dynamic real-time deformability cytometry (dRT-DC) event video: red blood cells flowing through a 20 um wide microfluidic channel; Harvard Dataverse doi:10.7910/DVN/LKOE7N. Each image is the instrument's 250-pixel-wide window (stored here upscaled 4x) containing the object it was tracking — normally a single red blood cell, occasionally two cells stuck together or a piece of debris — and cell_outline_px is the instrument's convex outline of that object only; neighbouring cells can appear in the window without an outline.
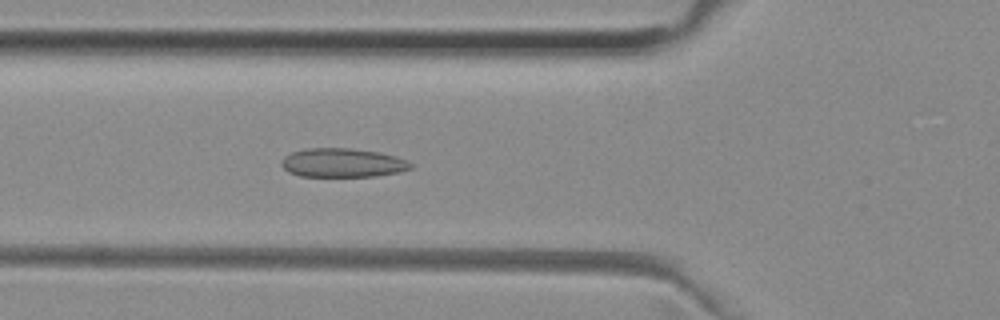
{"species": "common noctule bat (a hibernating species)", "species_latin": "Nyctalus noctula", "temperature_condition": "room temperature", "stored_images_in_passage": 51, "camera_frame_rate_fps": 3000, "um_per_image_px": 0.085, "animal": {"sex": "female", "body_mass_g": 29.2, "forearm_length_mm": 56.3}, "frame": {"image": 1, "passage_image": 18, "time_ms": 5.667, "image_size_px": [1000, 320], "cell_outline_px": [[412, 168], [400, 172], [376, 176], [300, 176], [288, 172], [280, 164], [280, 160], [284, 156], [292, 152], [308, 148], [348, 148], [380, 152], [396, 156], [408, 160], [412, 164]], "centroid_in_image_um": [29.12, 13.83], "position_along_channel_um": 96.7, "area_um2": 21.91}}
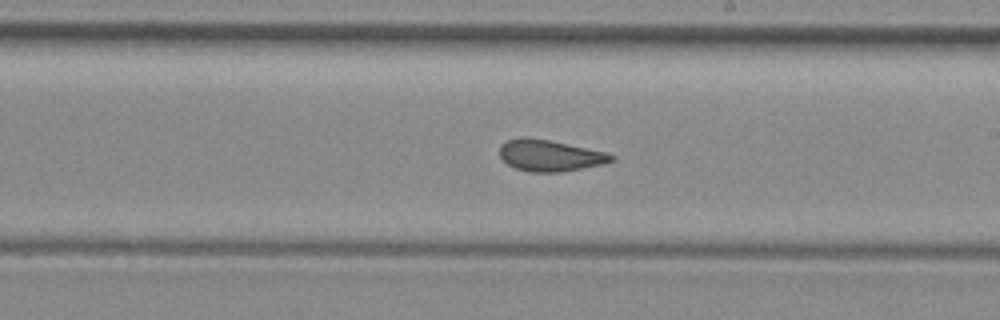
{"frame": {"image": 2, "passage_image": 29, "time_ms": 9.333, "image_size_px": [1000, 320], "cell_outline_px": [[616, 160], [604, 164], [560, 172], [528, 172], [516, 168], [508, 164], [500, 156], [500, 144], [508, 140], [524, 136], [528, 136], [608, 152], [616, 156]], "centroid_in_image_um": [46.77, 13.21], "position_along_channel_um": 242.2, "area_um2": 20.58}}
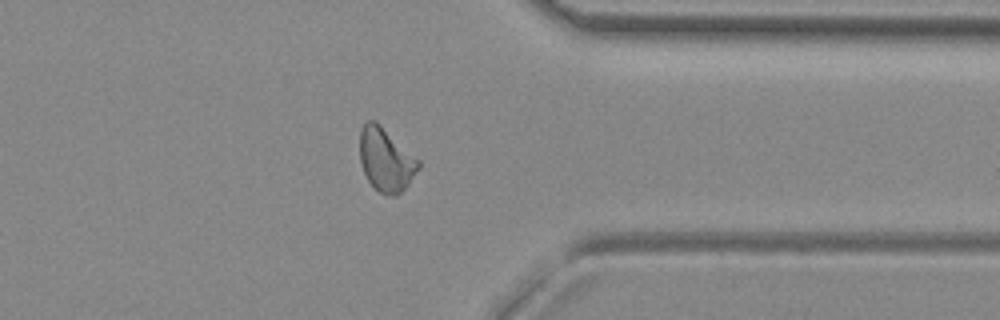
{"frame": {"image": 3, "passage_image": 40, "time_ms": 13.0, "image_size_px": [1000, 320], "cell_outline_px": [[420, 168], [408, 184], [396, 196], [388, 196], [380, 192], [368, 180], [364, 172], [360, 160], [360, 132], [364, 124], [368, 120], [376, 120], [420, 160]], "centroid_in_image_um": [32.81, 13.56], "position_along_channel_um": 378.6, "area_um2": 21.62}, "authors_computed_cell_mechanics": {"area_um2": 21.4438, "velocity_mm_per_s": 3.9582, "shape_relaxation_time_tau1_ms": null, "shape_relaxation_time_tau2_ms": 2.6385, "deformation_change_tau1": null, "deformation_change_tau2": 0.0878}}